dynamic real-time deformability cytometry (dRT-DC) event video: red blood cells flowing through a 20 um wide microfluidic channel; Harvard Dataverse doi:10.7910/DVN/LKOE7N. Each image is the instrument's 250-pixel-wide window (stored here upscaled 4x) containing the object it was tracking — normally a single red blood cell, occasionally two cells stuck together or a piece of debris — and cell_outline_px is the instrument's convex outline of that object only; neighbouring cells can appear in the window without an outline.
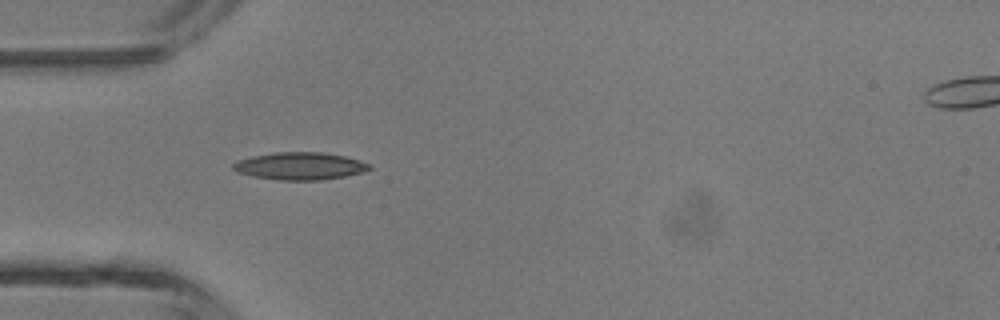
{"species": "common noctule bat (a hibernating species)", "species_latin": "Nyctalus noctula", "temperature_condition": "room temperature", "stored_images_in_passage": 3, "camera_frame_rate_fps": 3000, "um_per_image_px": 0.085, "animal": {"sex": "male", "body_mass_g": 13.3}, "frame": {"image": 1, "passage_image": 3, "time_ms": 2.333, "image_size_px": [1000, 320], "cell_outline_px": [[372, 168], [364, 172], [344, 176], [320, 180], [280, 180], [252, 176], [236, 172], [232, 168], [232, 164], [240, 160], [252, 156], [276, 152], [324, 152], [344, 156], [372, 164]], "centroid_in_image_um": [25.51, 14.11], "position_along_channel_um": 59.5, "area_um2": 21.79}}